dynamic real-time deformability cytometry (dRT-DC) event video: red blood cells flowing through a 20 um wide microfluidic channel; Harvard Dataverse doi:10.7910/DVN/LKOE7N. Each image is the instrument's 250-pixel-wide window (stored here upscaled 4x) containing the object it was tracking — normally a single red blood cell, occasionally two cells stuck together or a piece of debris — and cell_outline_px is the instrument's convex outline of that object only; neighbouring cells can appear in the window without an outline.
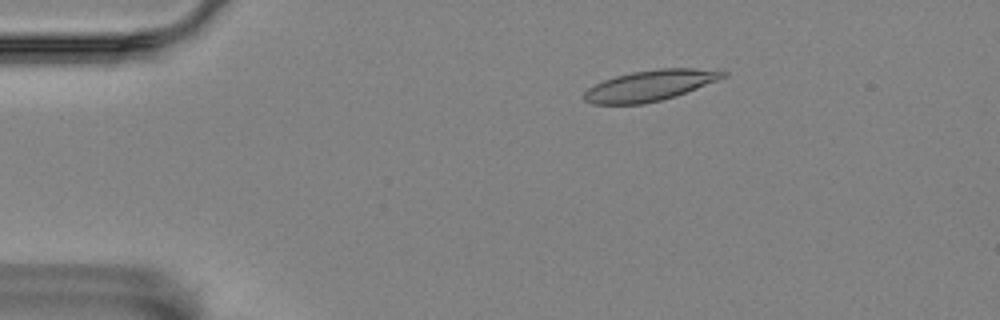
{"species": "Egyptian fruit bat (a non-hibernating species)", "species_latin": "Rousettus aegyptiacus", "temperature_condition": "room temperature", "stored_images_in_passage": 52, "camera_frame_rate_fps": 3000, "um_per_image_px": 0.085, "animal": {"sex": "female"}, "frame": {"image": 1, "passage_image": 5, "time_ms": 1.333, "image_size_px": [1000, 320], "cell_outline_px": [[728, 76], [676, 96], [644, 104], [592, 104], [584, 100], [580, 96], [588, 88], [604, 80], [616, 76], [632, 72], [656, 68], [724, 68], [728, 72]], "centroid_in_image_um": [55.32, 7.25], "position_along_channel_um": 29.7, "area_um2": 25.32}}
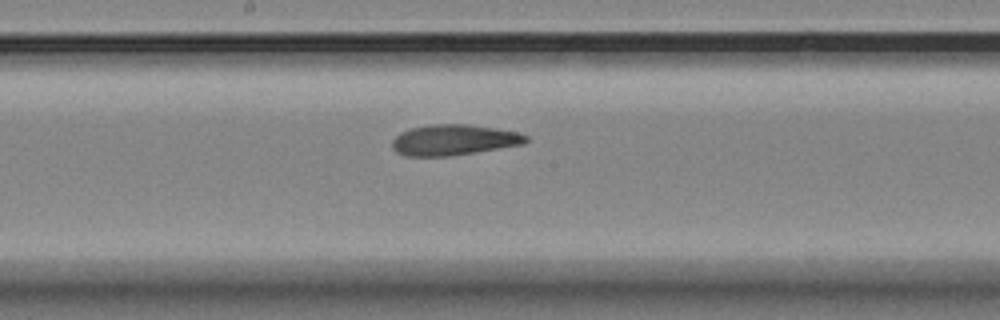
{"frame": {"image": 2, "passage_image": 25, "time_ms": 8.0, "image_size_px": [1000, 320], "cell_outline_px": [[528, 140], [524, 144], [448, 156], [404, 156], [396, 152], [392, 148], [392, 140], [400, 132], [408, 128], [432, 124], [468, 124], [496, 128], [520, 132], [528, 136]], "centroid_in_image_um": [38.55, 11.88], "position_along_channel_um": 209.6, "area_um2": 24.04}}
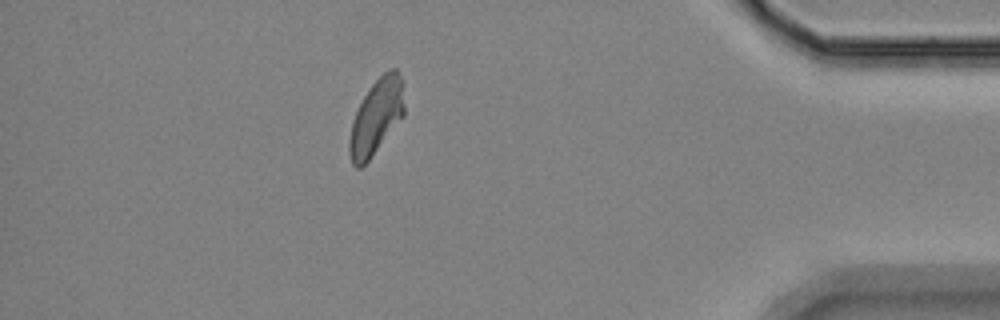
{"frame": {"image": 3, "passage_image": 45, "time_ms": 14.667, "image_size_px": [1000, 320], "cell_outline_px": [[404, 116], [368, 160], [360, 168], [356, 168], [352, 164], [348, 152], [348, 140], [352, 124], [356, 112], [364, 96], [372, 84], [388, 68], [396, 68], [400, 76], [404, 108]], "centroid_in_image_um": [31.97, 9.95], "position_along_channel_um": 403.2, "area_um2": 23.7}, "authors_computed_cell_mechanics": {"area_um2": 24.2182, "velocity_mm_per_s": 3.5104, "shape_relaxation_time_tau1_ms": 7.5272, "shape_relaxation_time_tau2_ms": 3.9953, "deformation_change_tau1": 0.1539, "deformation_change_tau2": 0.1109}}